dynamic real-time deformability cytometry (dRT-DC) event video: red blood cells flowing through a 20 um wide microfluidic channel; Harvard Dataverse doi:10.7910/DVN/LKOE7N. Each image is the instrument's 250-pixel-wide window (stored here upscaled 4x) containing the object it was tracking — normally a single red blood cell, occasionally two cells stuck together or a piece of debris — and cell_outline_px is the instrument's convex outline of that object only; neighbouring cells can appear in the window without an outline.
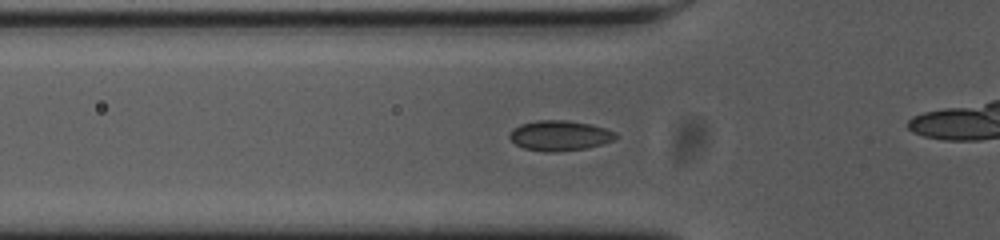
{"species": "common noctule bat (a hibernating species)", "species_latin": "Nyctalus noctula", "temperature_condition": "cold", "stored_images_in_passage": 36, "camera_frame_rate_fps": 3000, "um_per_image_px": 0.085, "animal": {"sex": "female", "body_mass_g": 23.0, "forearm_length_mm": 53.4}, "frame": {"image": 1, "passage_image": 6, "time_ms": 1.667, "image_size_px": [1000, 240], "cell_outline_px": [[620, 136], [612, 140], [588, 148], [556, 152], [544, 152], [524, 148], [516, 144], [508, 136], [512, 128], [520, 124], [536, 120], [568, 120], [592, 124], [616, 132]], "centroid_in_image_um": [47.57, 11.52], "position_along_channel_um": 78.2, "area_um2": 18.84}}
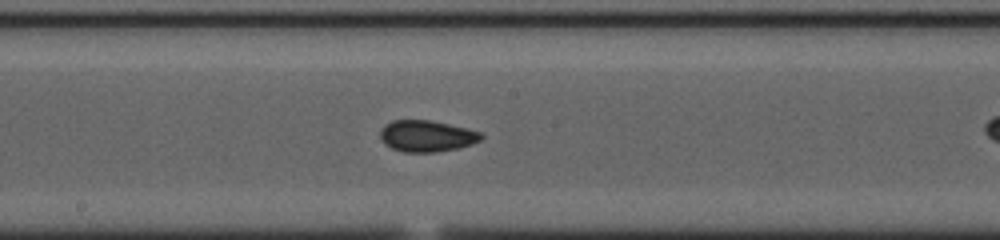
{"frame": {"image": 2, "passage_image": 17, "time_ms": 5.333, "image_size_px": [1000, 240], "cell_outline_px": [[484, 136], [480, 140], [472, 144], [456, 148], [436, 152], [404, 152], [392, 148], [384, 144], [380, 136], [380, 132], [384, 124], [392, 120], [432, 120], [468, 128], [480, 132]], "centroid_in_image_um": [36.26, 11.55], "position_along_channel_um": 211.9, "area_um2": 18.55}}
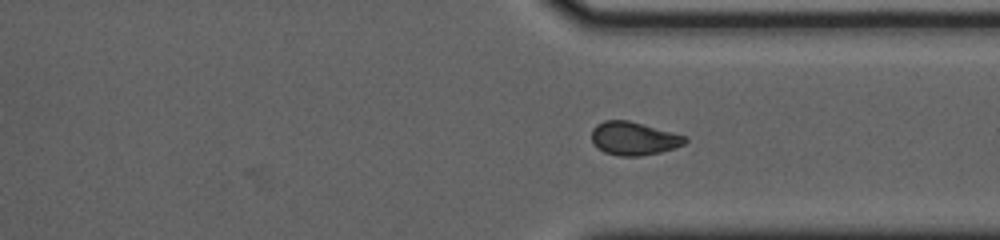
{"frame": {"image": 3, "passage_image": 29, "time_ms": 9.333, "image_size_px": [1000, 240], "cell_outline_px": [[688, 140], [684, 144], [660, 152], [640, 156], [620, 156], [604, 152], [596, 148], [592, 144], [592, 128], [596, 124], [604, 120], [628, 120], [688, 136]], "centroid_in_image_um": [53.84, 11.76], "position_along_channel_um": 357.6, "area_um2": 18.26}, "authors_computed_cell_mechanics": {"area_um2": 18.0914, "velocity_mm_per_s": 3.6284, "shape_relaxation_time_tau1_ms": null, "shape_relaxation_time_tau2_ms": 1.6506, "deformation_change_tau1": null, "deformation_change_tau2": 0.0539}}